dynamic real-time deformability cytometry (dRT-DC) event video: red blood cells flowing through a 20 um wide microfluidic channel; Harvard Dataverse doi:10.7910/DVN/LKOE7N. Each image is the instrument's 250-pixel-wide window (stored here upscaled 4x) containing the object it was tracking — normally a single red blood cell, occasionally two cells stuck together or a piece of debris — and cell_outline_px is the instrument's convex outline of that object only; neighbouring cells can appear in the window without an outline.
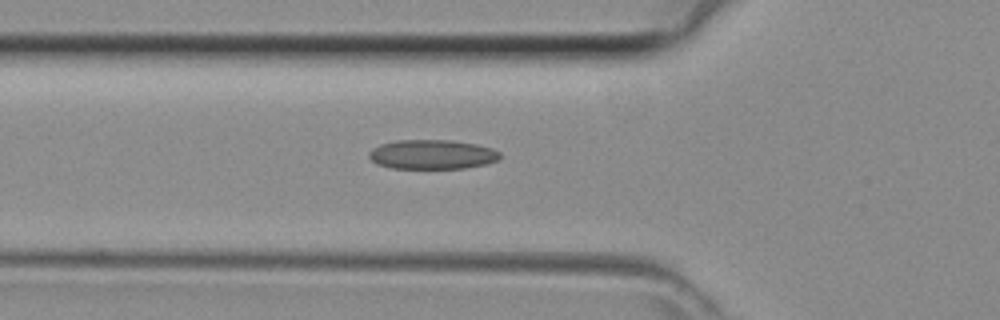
{"species": "common noctule bat (a hibernating species)", "species_latin": "Nyctalus noctula", "temperature_condition": "room temperature", "stored_images_in_passage": 35, "camera_frame_rate_fps": 3000, "um_per_image_px": 0.085, "animal": {"sex": "female", "body_mass_g": 29.2, "forearm_length_mm": 56.3}, "frame": {"image": 1, "passage_image": 9, "time_ms": 2.667, "image_size_px": [1000, 320], "cell_outline_px": [[500, 156], [496, 160], [488, 164], [464, 168], [392, 168], [376, 164], [368, 156], [368, 152], [372, 148], [380, 144], [396, 140], [452, 140], [476, 144], [492, 148], [500, 152]], "centroid_in_image_um": [36.71, 13.12], "position_along_channel_um": 89.1, "area_um2": 22.54}}
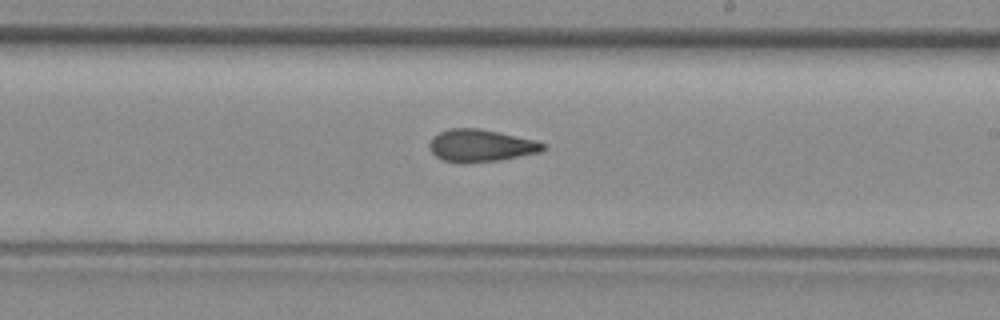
{"frame": {"image": 2, "passage_image": 19, "time_ms": 6.0, "image_size_px": [1000, 320], "cell_outline_px": [[544, 148], [540, 152], [500, 160], [464, 164], [444, 160], [436, 156], [432, 152], [428, 144], [432, 136], [440, 132], [452, 128], [480, 128], [536, 140], [544, 144]], "centroid_in_image_um": [40.84, 12.38], "position_along_channel_um": 248.2, "area_um2": 21.44}}
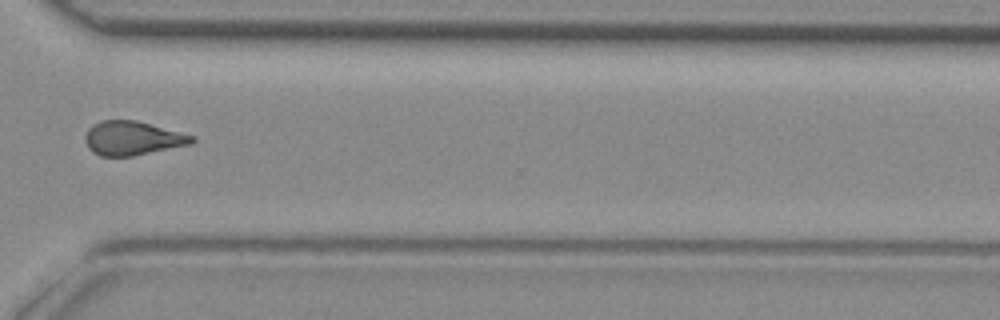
{"frame": {"image": 3, "passage_image": 26, "time_ms": 8.333, "image_size_px": [1000, 320], "cell_outline_px": [[196, 140], [192, 144], [132, 156], [100, 156], [92, 152], [88, 148], [84, 140], [84, 136], [88, 128], [92, 124], [100, 120], [136, 120], [196, 136]], "centroid_in_image_um": [11.25, 11.74], "position_along_channel_um": 359.4, "area_um2": 21.39}}